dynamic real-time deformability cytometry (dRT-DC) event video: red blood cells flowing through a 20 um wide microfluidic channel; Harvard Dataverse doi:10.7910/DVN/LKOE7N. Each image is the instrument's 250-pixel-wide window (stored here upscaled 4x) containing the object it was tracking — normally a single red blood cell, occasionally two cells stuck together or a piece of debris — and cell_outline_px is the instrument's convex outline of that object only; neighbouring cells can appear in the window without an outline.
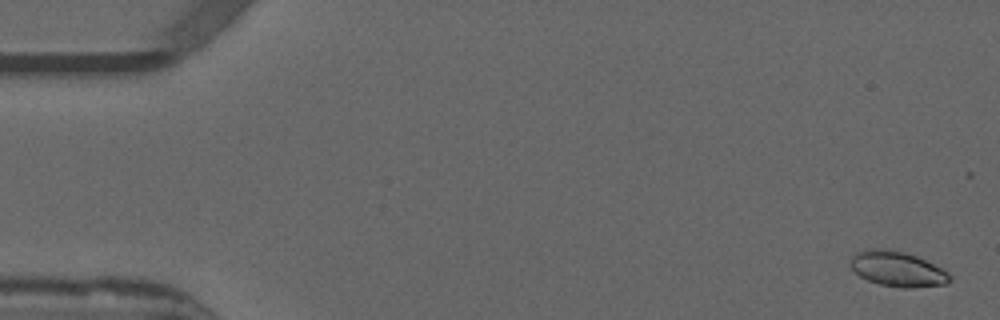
{"species": "common noctule bat (a hibernating species)", "species_latin": "Nyctalus noctula", "temperature_condition": "warm", "stored_images_in_passage": 20, "camera_frame_rate_fps": 3000, "um_per_image_px": 0.085, "animal": {"sex": "male", "forearm_length_mm": 52.5}, "frame": {"image": 1, "passage_image": 2, "time_ms": 0.333, "image_size_px": [1000, 320], "cell_outline_px": [[952, 280], [944, 284], [908, 288], [904, 288], [880, 284], [868, 280], [860, 276], [848, 264], [852, 256], [856, 252], [872, 248], [884, 248], [904, 252], [916, 256], [948, 272], [952, 276]], "centroid_in_image_um": [76.26, 22.85], "position_along_channel_um": 8.7, "area_um2": 20.17}}
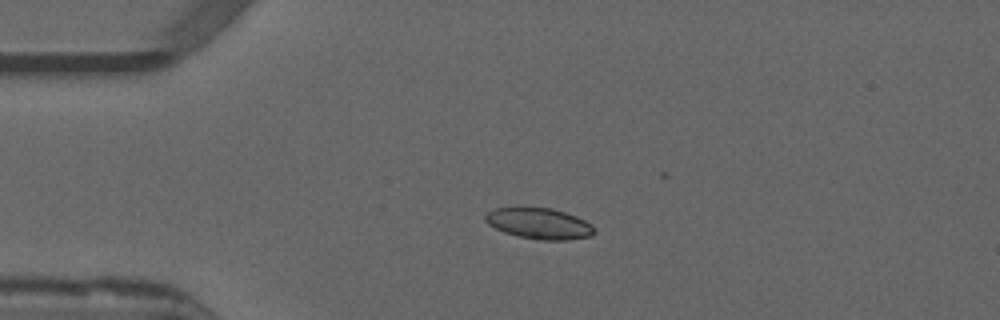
{"frame": {"image": 2, "passage_image": 13, "time_ms": 4.0, "image_size_px": [1000, 320], "cell_outline_px": [[596, 232], [592, 236], [568, 240], [540, 240], [520, 236], [504, 232], [488, 224], [484, 220], [484, 216], [488, 212], [496, 208], [516, 204], [552, 208], [576, 216], [592, 224], [596, 228]], "centroid_in_image_um": [45.82, 18.95], "position_along_channel_um": 39.2, "area_um2": 20.4}}
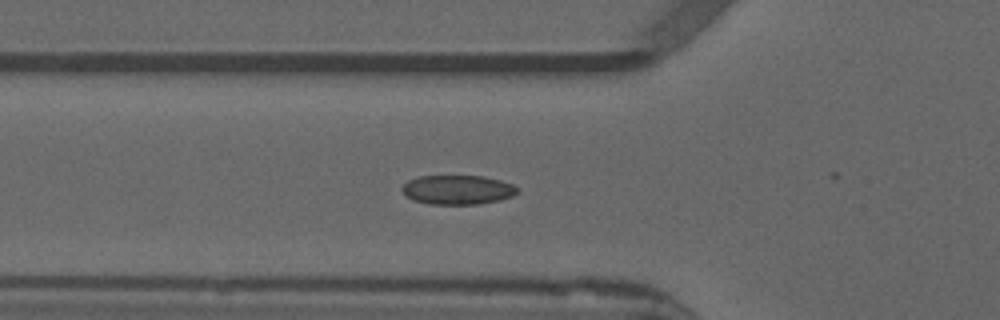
{"frame": {"image": 3, "passage_image": 19, "time_ms": 6.0, "image_size_px": [1000, 320], "cell_outline_px": [[516, 192], [512, 196], [500, 200], [480, 204], [428, 204], [404, 196], [400, 188], [408, 180], [420, 176], [484, 176], [500, 180], [512, 184], [516, 188]], "centroid_in_image_um": [38.86, 16.13], "position_along_channel_um": 86.9, "area_um2": 19.65}}